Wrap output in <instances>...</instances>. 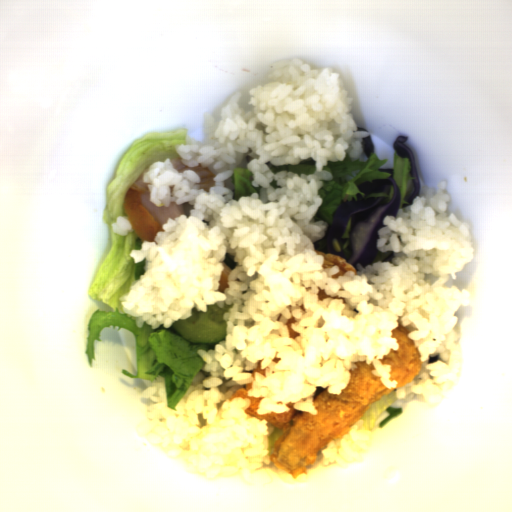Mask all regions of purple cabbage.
Here are the masks:
<instances>
[{"instance_id":"1","label":"purple cabbage","mask_w":512,"mask_h":512,"mask_svg":"<svg viewBox=\"0 0 512 512\" xmlns=\"http://www.w3.org/2000/svg\"><path fill=\"white\" fill-rule=\"evenodd\" d=\"M379 172H386L389 176L378 177L358 184L361 194L348 201L342 202L333 211L332 222L328 224L325 233L324 254H334L333 240L340 235L354 216H359L358 221L351 228L350 254L348 263L357 271V264L363 269L370 265L378 253L377 239H380L378 230L386 227L383 219L387 215L396 218L397 210L401 203L400 188L395 178L394 169L381 168ZM392 188L391 198L385 196H363L385 193Z\"/></svg>"},{"instance_id":"2","label":"purple cabbage","mask_w":512,"mask_h":512,"mask_svg":"<svg viewBox=\"0 0 512 512\" xmlns=\"http://www.w3.org/2000/svg\"><path fill=\"white\" fill-rule=\"evenodd\" d=\"M409 140L408 136L400 135L397 136L394 143L393 148L396 151L398 157L408 158L409 168L408 175L411 179L412 191L406 197L409 205H413V200L415 197H419L420 194V178L418 173L417 164L413 158V155L406 145V141Z\"/></svg>"},{"instance_id":"3","label":"purple cabbage","mask_w":512,"mask_h":512,"mask_svg":"<svg viewBox=\"0 0 512 512\" xmlns=\"http://www.w3.org/2000/svg\"><path fill=\"white\" fill-rule=\"evenodd\" d=\"M356 131H368L370 133V131L368 129H366L362 126H357ZM361 140H362V144H363V153L367 156V158H369L370 156L375 154L374 141H373L372 134L370 133V135L368 137L361 138Z\"/></svg>"}]
</instances>
